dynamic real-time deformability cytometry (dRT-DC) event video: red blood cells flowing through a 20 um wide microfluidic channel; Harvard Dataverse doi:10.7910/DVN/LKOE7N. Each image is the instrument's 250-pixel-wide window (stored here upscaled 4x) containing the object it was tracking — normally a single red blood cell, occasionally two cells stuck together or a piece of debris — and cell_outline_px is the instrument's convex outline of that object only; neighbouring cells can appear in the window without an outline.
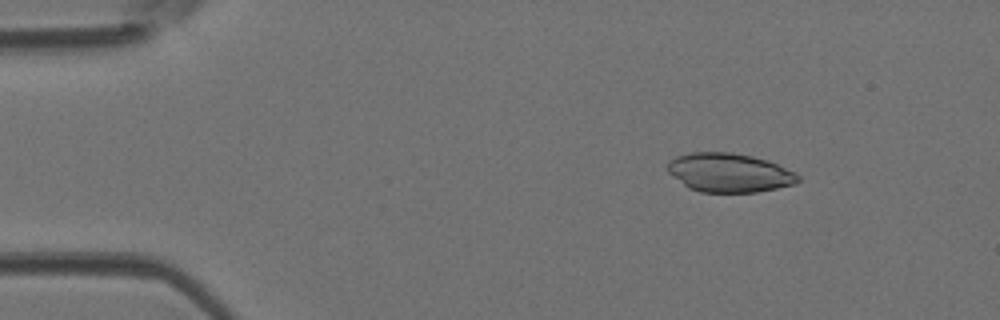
{"species": "Egyptian fruit bat (a non-hibernating species)", "species_latin": "Rousettus aegyptiacus", "temperature_condition": "room temperature", "stored_images_in_passage": 44, "camera_frame_rate_fps": 3000, "um_per_image_px": 0.085, "animal": {"sex": "female"}, "frame": {"image": 1, "passage_image": 5, "time_ms": 1.333, "image_size_px": [1000, 320], "cell_outline_px": [[800, 180], [796, 184], [756, 192], [700, 192], [688, 188], [668, 172], [668, 160], [676, 156], [688, 152], [732, 152], [752, 156], [768, 160], [800, 176]], "centroid_in_image_um": [61.95, 14.67], "position_along_channel_um": 23.0, "area_um2": 29.59}}
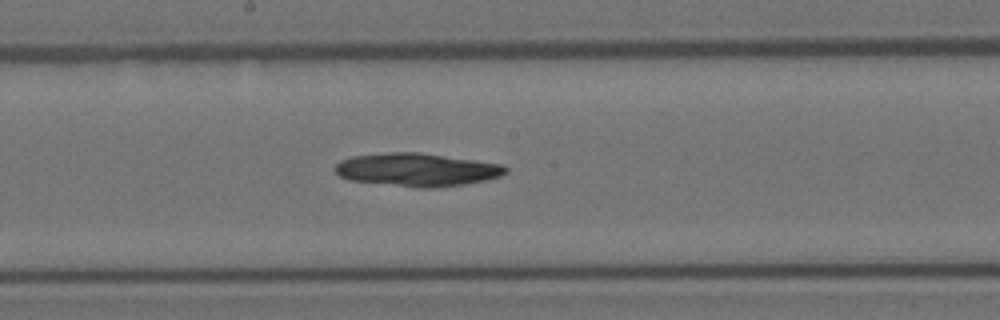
{"frame": {"image": 2, "passage_image": 23, "time_ms": 7.333, "image_size_px": [1000, 320], "cell_outline_px": [[508, 172], [500, 176], [484, 180], [464, 184], [432, 188], [416, 188], [348, 180], [340, 176], [332, 168], [340, 160], [352, 156], [392, 152], [420, 152], [504, 164], [508, 168]], "centroid_in_image_um": [35.43, 14.42], "position_along_channel_um": 212.8, "area_um2": 33.18}}
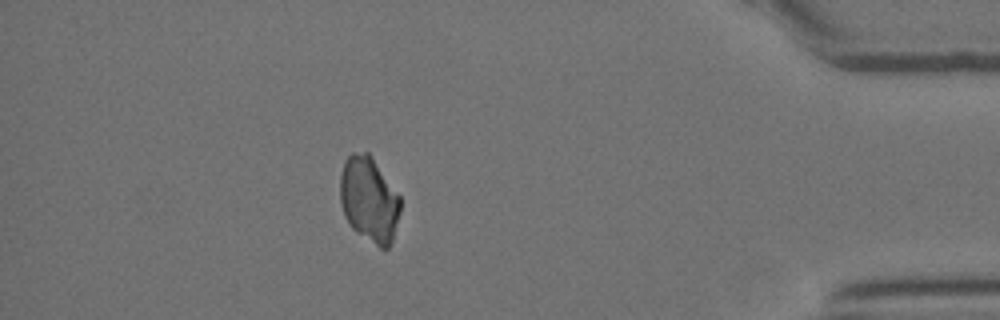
{"frame": {"image": 3, "passage_image": 39, "time_ms": 12.667, "image_size_px": [1000, 320], "cell_outline_px": [[400, 212], [392, 240], [388, 248], [380, 248], [356, 232], [352, 228], [344, 216], [340, 204], [340, 176], [344, 160], [352, 152], [368, 152], [372, 156], [400, 196]], "centroid_in_image_um": [31.36, 16.94], "position_along_channel_um": 403.8, "area_um2": 30.11}}